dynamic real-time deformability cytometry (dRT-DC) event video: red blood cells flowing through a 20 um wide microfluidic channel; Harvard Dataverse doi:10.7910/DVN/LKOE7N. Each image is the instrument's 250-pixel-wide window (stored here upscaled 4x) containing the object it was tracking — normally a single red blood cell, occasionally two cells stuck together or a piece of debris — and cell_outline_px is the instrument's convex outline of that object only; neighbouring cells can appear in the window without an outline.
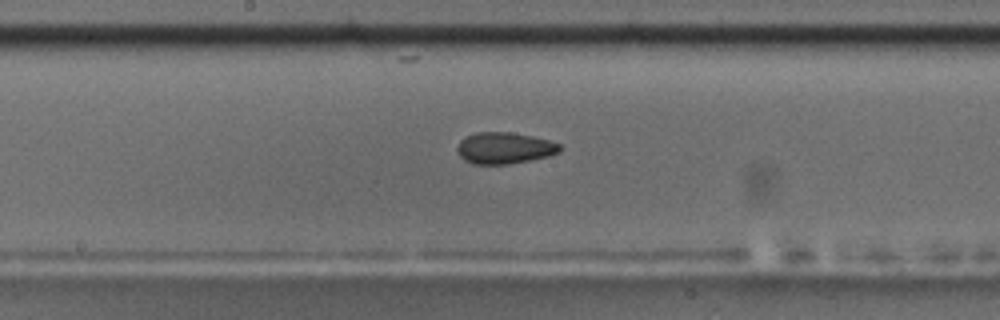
{"species": "common noctule bat (a hibernating species)", "species_latin": "Nyctalus noctula", "temperature_condition": "room temperature", "stored_images_in_passage": 43, "camera_frame_rate_fps": 3000, "um_per_image_px": 0.085, "animal": {"sex": "male", "body_mass_g": 17.5, "forearm_length_mm": 52.3}, "frame": {"image": 1, "passage_image": 19, "time_ms": 6.0, "image_size_px": [1000, 320], "cell_outline_px": [[560, 152], [548, 156], [508, 164], [472, 164], [464, 160], [456, 152], [456, 148], [460, 140], [476, 132], [512, 132], [532, 136], [548, 140], [560, 144]], "centroid_in_image_um": [42.84, 12.58], "position_along_channel_um": 205.4, "area_um2": 18.79}, "authors_computed_cell_mechanics": {"area_um2": 19.0162, "velocity_mm_per_s": 3.7336, "shape_relaxation_time_tau1_ms": 11.1858, "shape_relaxation_time_tau2_ms": 2.968, "deformation_change_tau1": 0.1527, "deformation_change_tau2": 0.092}}